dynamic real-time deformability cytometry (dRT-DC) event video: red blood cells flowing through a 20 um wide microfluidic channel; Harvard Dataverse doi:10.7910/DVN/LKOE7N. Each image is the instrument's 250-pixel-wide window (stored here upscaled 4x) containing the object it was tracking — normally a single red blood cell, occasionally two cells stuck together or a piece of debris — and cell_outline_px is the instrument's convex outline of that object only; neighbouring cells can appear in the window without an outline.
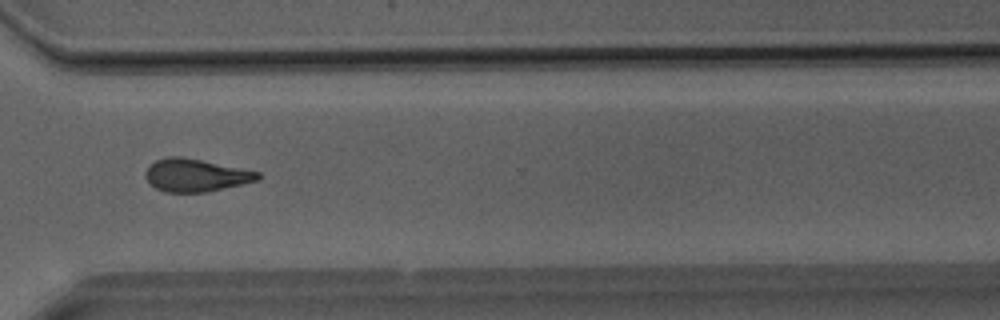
{"species": "Egyptian fruit bat (a non-hibernating species)", "species_latin": "Rousettus aegyptiacus", "temperature_condition": "room temperature", "stored_images_in_passage": 38, "camera_frame_rate_fps": 3000, "um_per_image_px": 0.085, "animal": {"sex": "male"}, "frame": {"image": 1, "passage_image": 28, "time_ms": 9.0, "image_size_px": [1000, 320], "cell_outline_px": [[260, 176], [256, 180], [208, 192], [164, 192], [156, 188], [144, 176], [144, 172], [156, 160], [164, 156], [180, 156], [260, 172]], "centroid_in_image_um": [16.59, 14.89], "position_along_channel_um": 354.0, "area_um2": 21.1}}
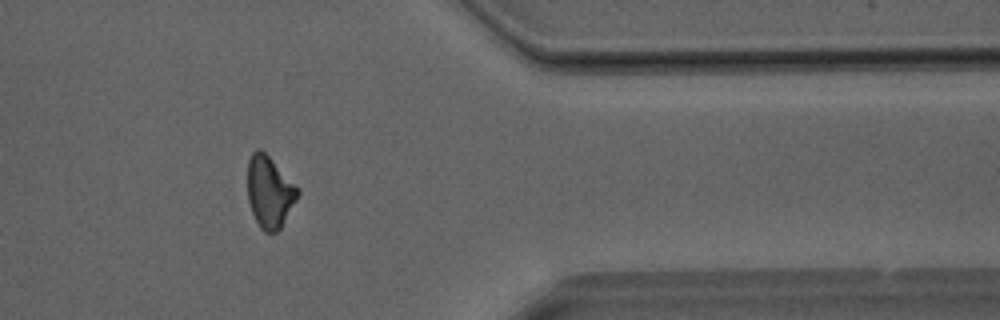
{"frame": {"image": 2, "passage_image": 31, "time_ms": 10.0, "image_size_px": [1000, 320], "cell_outline_px": [[300, 192], [296, 200], [280, 228], [276, 232], [264, 232], [260, 228], [252, 212], [248, 200], [248, 160], [252, 152], [256, 148], [260, 148], [300, 188]], "centroid_in_image_um": [22.91, 16.3], "position_along_channel_um": 388.5, "area_um2": 20.81}}
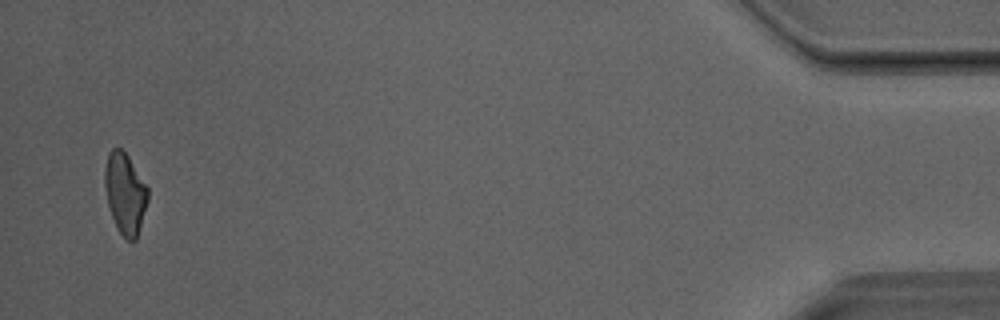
{"frame": {"image": 3, "passage_image": 37, "time_ms": 12.0, "image_size_px": [1000, 320], "cell_outline_px": [[148, 200], [136, 240], [128, 240], [116, 228], [108, 204], [104, 188], [104, 168], [108, 152], [112, 148], [120, 148], [128, 156], [148, 188]], "centroid_in_image_um": [10.61, 16.42], "position_along_channel_um": 424.6, "area_um2": 20.23}}